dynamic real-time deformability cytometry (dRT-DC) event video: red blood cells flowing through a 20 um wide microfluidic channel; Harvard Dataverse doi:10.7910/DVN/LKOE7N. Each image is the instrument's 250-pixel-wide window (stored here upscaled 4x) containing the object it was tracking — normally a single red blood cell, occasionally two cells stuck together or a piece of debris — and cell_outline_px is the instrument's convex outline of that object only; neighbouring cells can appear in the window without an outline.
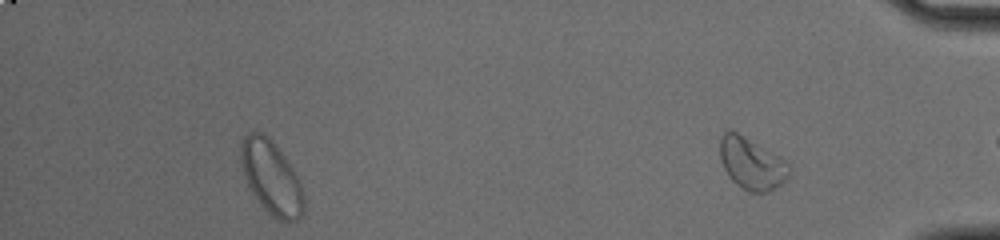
{"species": "common noctule bat (a hibernating species)", "species_latin": "Nyctalus noctula", "temperature_condition": "cold", "stored_images_in_passage": 41, "segment_of_instrument_passage": [2, 2], "camera_frame_rate_fps": 3000, "um_per_image_px": 0.085, "animal": {"sex": "male", "body_mass_g": 20.0, "forearm_length_mm": 53.3}, "frame": {"image": 1, "passage_image": 41, "time_ms": 13.333, "image_size_px": [1000, 240], "cell_outline_px": [[788, 176], [780, 184], [768, 192], [748, 192], [736, 184], [728, 176], [720, 160], [720, 136], [724, 132], [736, 132], [780, 156], [788, 164]], "centroid_in_image_um": [63.86, 13.92], "position_along_channel_um": 371.3, "area_um2": 20.52}}